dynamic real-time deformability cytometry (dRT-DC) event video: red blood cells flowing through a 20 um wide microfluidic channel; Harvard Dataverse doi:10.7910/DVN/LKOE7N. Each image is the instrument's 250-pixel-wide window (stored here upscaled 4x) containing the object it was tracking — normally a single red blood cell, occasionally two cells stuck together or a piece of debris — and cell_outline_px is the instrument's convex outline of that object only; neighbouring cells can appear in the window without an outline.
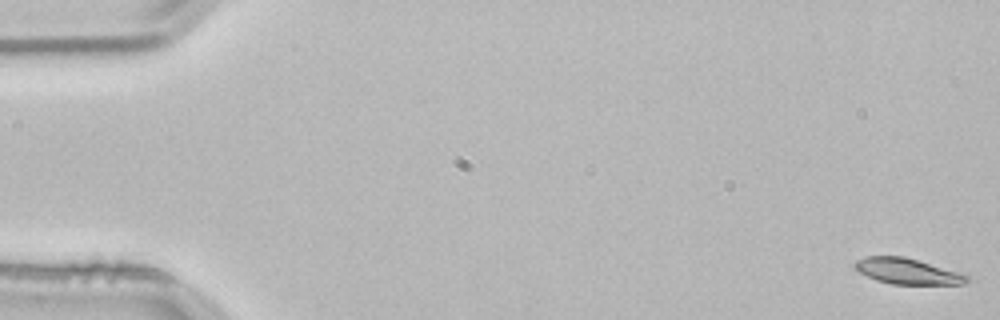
{"species": "common noctule bat (a hibernating species)", "species_latin": "Nyctalus noctula", "temperature_condition": "room temperature", "stored_images_in_passage": 55, "camera_frame_rate_fps": 3000, "um_per_image_px": 0.085, "animal": {"sex": "male", "body_mass_g": 21.5, "forearm_length_mm": 52.0}, "frame": {"image": 1, "passage_image": 1, "time_ms": 0.0, "image_size_px": [1000, 320], "cell_outline_px": [[968, 280], [964, 284], [892, 284], [876, 280], [860, 272], [852, 264], [856, 260], [864, 256], [904, 256], [920, 260], [968, 276]], "centroid_in_image_um": [77.07, 23.04], "position_along_channel_um": 7.9, "area_um2": 16.65}}
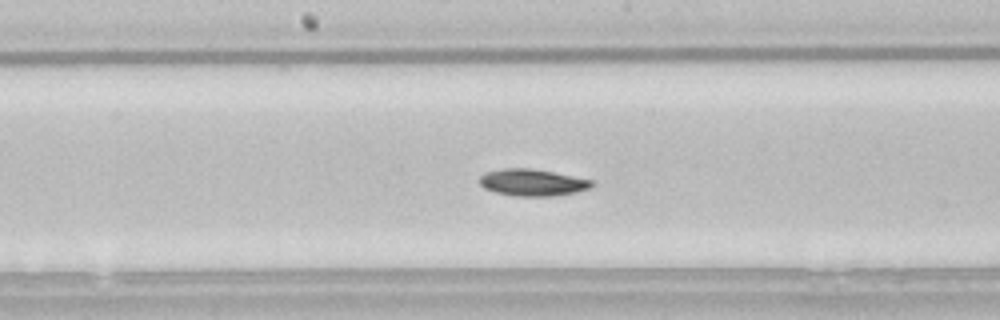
{"frame": {"image": 2, "passage_image": 28, "time_ms": 9.0, "image_size_px": [1000, 320], "cell_outline_px": [[596, 184], [592, 188], [576, 192], [552, 196], [516, 196], [496, 192], [484, 188], [480, 184], [480, 176], [484, 172], [504, 168], [532, 168], [592, 180]], "centroid_in_image_um": [45.27, 15.51], "position_along_channel_um": 202.9, "area_um2": 17.57}}
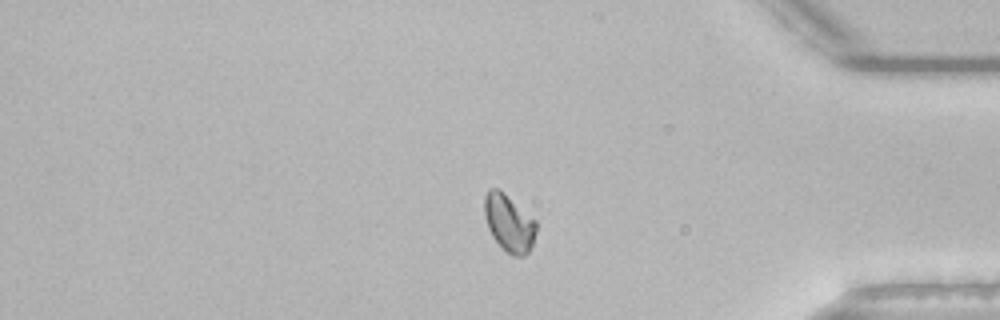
{"frame": {"image": 3, "passage_image": 45, "time_ms": 14.667, "image_size_px": [1000, 320], "cell_outline_px": [[536, 232], [532, 244], [528, 252], [524, 256], [512, 256], [492, 236], [488, 228], [484, 216], [484, 196], [488, 188], [496, 188], [536, 220]], "centroid_in_image_um": [43.25, 18.96], "position_along_channel_um": 392.0, "area_um2": 16.88}, "authors_computed_cell_mechanics": {"area_um2": 17.051, "velocity_mm_per_s": 3.7958, "shape_relaxation_time_tau1_ms": 4.1932, "shape_relaxation_time_tau2_ms": null, "deformation_change_tau1": 0.0993, "deformation_change_tau2": null}}